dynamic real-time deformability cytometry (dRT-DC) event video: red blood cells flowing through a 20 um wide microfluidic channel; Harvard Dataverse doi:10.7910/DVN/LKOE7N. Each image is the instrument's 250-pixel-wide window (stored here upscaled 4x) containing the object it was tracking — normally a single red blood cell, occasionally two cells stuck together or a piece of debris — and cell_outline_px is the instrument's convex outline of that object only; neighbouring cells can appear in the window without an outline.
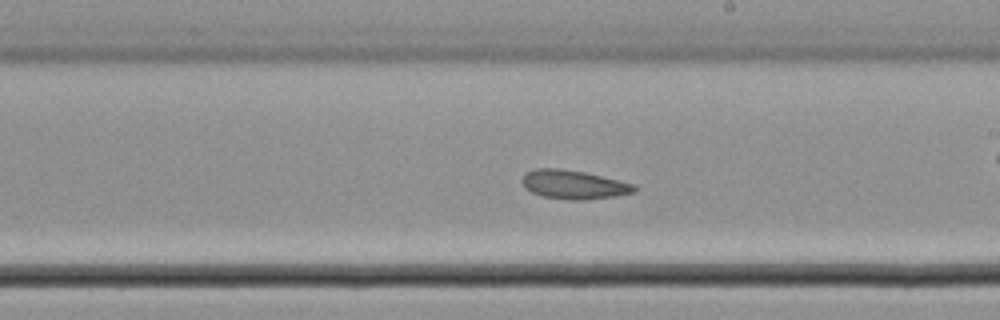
{"species": "common noctule bat (a hibernating species)", "species_latin": "Nyctalus noctula", "temperature_condition": "cold", "stored_images_in_passage": 47, "camera_frame_rate_fps": 3000, "um_per_image_px": 0.085, "animal": {"sex": "male", "body_mass_g": 21.5, "forearm_length_mm": 52.0}, "frame": {"image": 1, "passage_image": 27, "time_ms": 8.667, "image_size_px": [1000, 320], "cell_outline_px": [[636, 192], [616, 196], [580, 200], [572, 200], [544, 196], [532, 192], [524, 188], [520, 180], [528, 172], [536, 168], [560, 168], [584, 172], [620, 180], [636, 184]], "centroid_in_image_um": [48.79, 15.68], "position_along_channel_um": 240.2, "area_um2": 18.84}}